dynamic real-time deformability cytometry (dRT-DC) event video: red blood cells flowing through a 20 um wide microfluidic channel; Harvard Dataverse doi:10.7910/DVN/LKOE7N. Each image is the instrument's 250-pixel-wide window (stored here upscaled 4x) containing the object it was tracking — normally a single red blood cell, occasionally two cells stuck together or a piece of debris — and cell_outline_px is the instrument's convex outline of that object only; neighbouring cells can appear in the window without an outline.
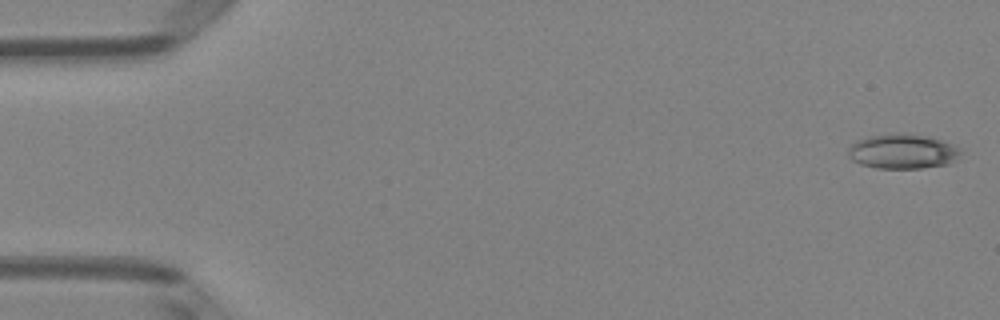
{"species": "Egyptian fruit bat (a non-hibernating species)", "species_latin": "Rousettus aegyptiacus", "temperature_condition": "room temperature", "stored_images_in_passage": 4, "camera_frame_rate_fps": 3000, "um_per_image_px": 0.085, "animal": {"sex": "female"}, "frame": {"image": 1, "passage_image": 1, "time_ms": 0.0, "image_size_px": [1000, 320], "cell_outline_px": [[960, 152], [948, 164], [920, 168], [876, 168], [860, 164], [852, 160], [848, 156], [848, 148], [856, 140], [868, 136], [892, 132], [904, 132], [928, 136], [952, 144], [960, 148]], "centroid_in_image_um": [76.66, 12.84], "position_along_channel_um": 8.3, "area_um2": 22.89}}
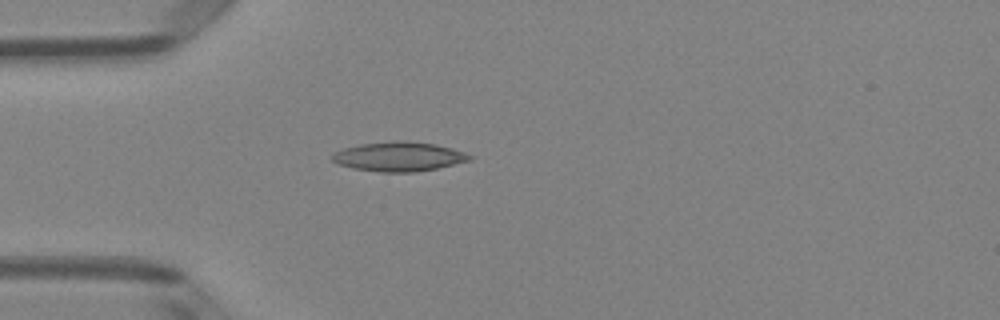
{"frame": {"image": 2, "passage_image": 4, "time_ms": 1.0, "image_size_px": [1000, 320], "cell_outline_px": [[476, 156], [472, 160], [436, 168], [416, 172], [380, 172], [352, 168], [336, 164], [332, 160], [332, 156], [336, 152], [344, 148], [360, 144], [392, 140], [404, 140], [436, 144], [452, 148]], "centroid_in_image_um": [33.93, 13.3], "position_along_channel_um": 51.1, "area_um2": 23.76}}